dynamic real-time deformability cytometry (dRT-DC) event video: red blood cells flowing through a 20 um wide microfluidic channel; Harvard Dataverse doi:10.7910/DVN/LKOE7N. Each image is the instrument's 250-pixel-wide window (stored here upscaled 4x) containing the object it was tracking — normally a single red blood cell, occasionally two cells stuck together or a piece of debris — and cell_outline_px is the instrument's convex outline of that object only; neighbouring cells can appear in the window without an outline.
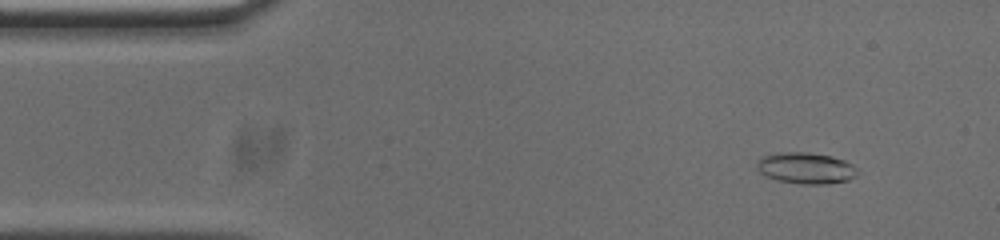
{"species": "common noctule bat (a hibernating species)", "species_latin": "Nyctalus noctula", "temperature_condition": "cold", "stored_images_in_passage": 53, "camera_frame_rate_fps": 3000, "um_per_image_px": 0.085, "animal": {"sex": "male", "body_mass_g": 20.0, "forearm_length_mm": 53.3}, "frame": {"image": 1, "passage_image": 5, "time_ms": 1.333, "image_size_px": [1000, 240], "cell_outline_px": [[856, 176], [848, 180], [828, 184], [800, 184], [780, 180], [768, 176], [760, 172], [756, 168], [756, 164], [764, 156], [780, 152], [808, 152], [832, 156], [844, 160], [852, 164], [856, 168]], "centroid_in_image_um": [68.52, 14.28], "position_along_channel_um": 16.5, "area_um2": 18.15}}
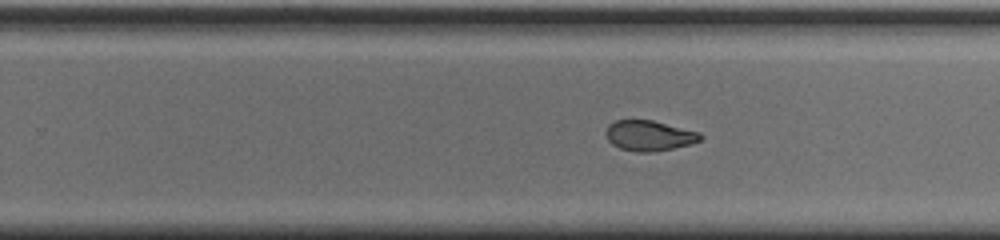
{"frame": {"image": 2, "passage_image": 32, "time_ms": 10.333, "image_size_px": [1000, 240], "cell_outline_px": [[704, 136], [700, 140], [692, 144], [652, 152], [636, 152], [620, 148], [612, 144], [608, 140], [604, 132], [608, 124], [616, 120], [652, 120], [700, 132]], "centroid_in_image_um": [55.17, 11.52], "position_along_channel_um": 274.6, "area_um2": 16.82}}
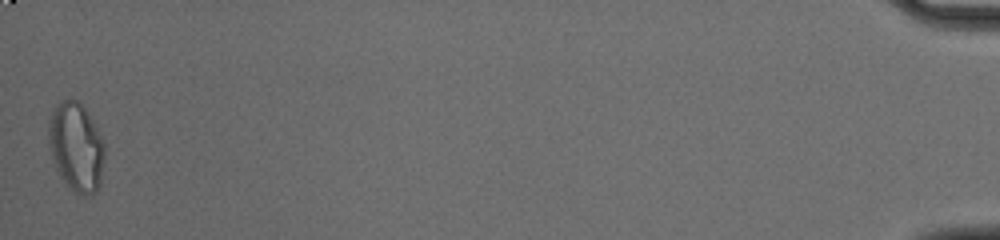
{"frame": {"image": 3, "passage_image": 53, "time_ms": 17.333, "image_size_px": [1000, 240], "cell_outline_px": [[104, 160], [100, 184], [96, 192], [92, 196], [84, 196], [76, 192], [60, 176], [52, 160], [48, 140], [48, 124], [52, 108], [60, 100], [76, 100], [84, 108], [92, 120], [104, 144]], "centroid_in_image_um": [6.46, 12.5], "position_along_channel_um": 428.7, "area_um2": 28.9}, "authors_computed_cell_mechanics": {"area_um2": 17.6868, "velocity_mm_per_s": 3.7346, "shape_relaxation_time_tau1_ms": 7.5851, "shape_relaxation_time_tau2_ms": 1.9677, "deformation_change_tau1": 0.2227, "deformation_change_tau2": 0.0746}}